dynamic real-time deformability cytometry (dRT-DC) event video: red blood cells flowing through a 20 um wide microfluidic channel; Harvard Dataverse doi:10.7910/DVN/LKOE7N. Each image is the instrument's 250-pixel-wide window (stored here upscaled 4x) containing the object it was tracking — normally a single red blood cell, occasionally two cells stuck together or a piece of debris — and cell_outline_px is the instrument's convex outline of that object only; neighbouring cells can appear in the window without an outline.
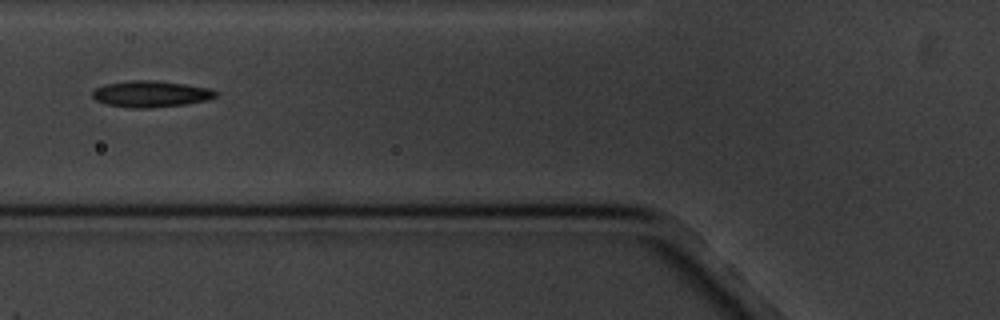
{"species": "common noctule bat (a hibernating species)", "species_latin": "Nyctalus noctula", "temperature_condition": "cold", "stored_images_in_passage": 6, "camera_frame_rate_fps": 3000, "um_per_image_px": 0.085, "animal": {"sex": "male", "body_mass_g": 20.1, "forearm_length_mm": 53.5}, "frame": {"image": 1, "passage_image": 5, "time_ms": 5.667, "image_size_px": [1000, 320], "cell_outline_px": [[220, 92], [216, 96], [208, 100], [188, 104], [148, 108], [128, 108], [108, 104], [96, 100], [92, 96], [92, 92], [96, 88], [108, 84], [132, 80], [152, 80], [188, 84], [208, 88]], "centroid_in_image_um": [12.88, 7.99], "position_along_channel_um": 112.9, "area_um2": 18.96}}
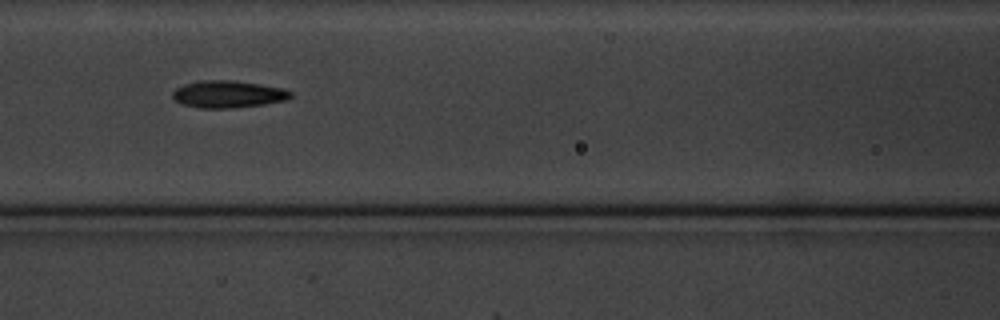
{"frame": {"image": 2, "passage_image": 6, "time_ms": 6.667, "image_size_px": [1000, 320], "cell_outline_px": [[292, 96], [284, 100], [264, 104], [232, 108], [200, 108], [184, 104], [176, 100], [172, 96], [172, 92], [176, 88], [184, 84], [200, 80], [232, 80], [260, 84], [284, 88], [292, 92]], "centroid_in_image_um": [19.39, 8.0], "position_along_channel_um": 147.2, "area_um2": 18.61}}